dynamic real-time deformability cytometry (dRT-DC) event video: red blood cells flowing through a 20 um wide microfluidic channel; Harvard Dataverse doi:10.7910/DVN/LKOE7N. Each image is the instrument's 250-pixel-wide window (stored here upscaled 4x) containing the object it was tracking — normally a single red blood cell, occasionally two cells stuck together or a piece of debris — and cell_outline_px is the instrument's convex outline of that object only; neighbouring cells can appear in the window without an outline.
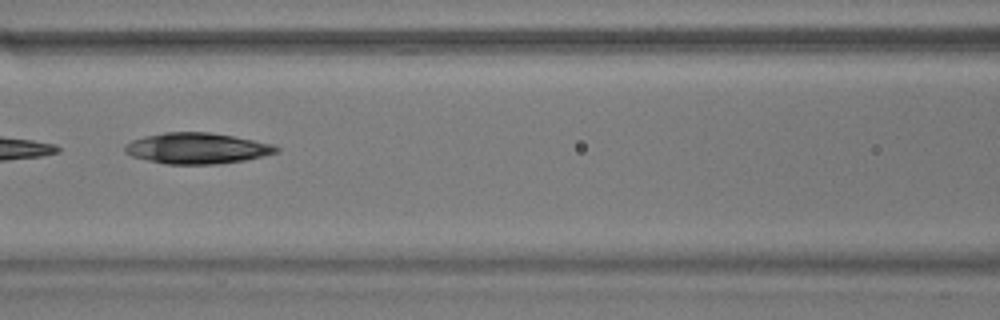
{"species": "common noctule bat (a hibernating species)", "species_latin": "Nyctalus noctula", "temperature_condition": "warm", "stored_images_in_passage": 8, "camera_frame_rate_fps": 3000, "um_per_image_px": 0.085, "animal": {"sex": "male", "body_mass_g": 17.9}, "frame": {"image": 1, "passage_image": 6, "time_ms": 1.667, "image_size_px": [1000, 320], "cell_outline_px": [[280, 152], [264, 156], [244, 160], [220, 164], [164, 164], [132, 156], [124, 152], [124, 144], [132, 140], [144, 136], [164, 132], [208, 132], [232, 136], [272, 144], [280, 148]], "centroid_in_image_um": [16.73, 12.61], "position_along_channel_um": 149.9, "area_um2": 27.34}}
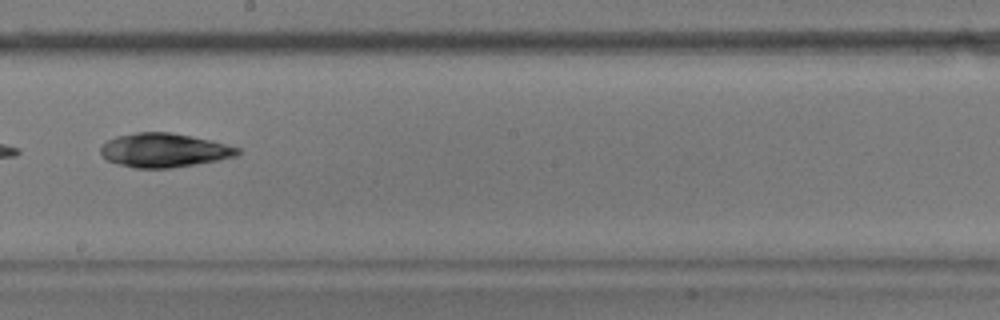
{"frame": {"image": 2, "passage_image": 8, "time_ms": 2.333, "image_size_px": [1000, 320], "cell_outline_px": [[240, 152], [236, 156], [196, 164], [172, 168], [136, 168], [120, 164], [108, 160], [100, 152], [100, 148], [108, 140], [116, 136], [136, 132], [172, 132], [208, 140], [240, 148]], "centroid_in_image_um": [13.93, 12.77], "position_along_channel_um": 234.3, "area_um2": 26.76}}